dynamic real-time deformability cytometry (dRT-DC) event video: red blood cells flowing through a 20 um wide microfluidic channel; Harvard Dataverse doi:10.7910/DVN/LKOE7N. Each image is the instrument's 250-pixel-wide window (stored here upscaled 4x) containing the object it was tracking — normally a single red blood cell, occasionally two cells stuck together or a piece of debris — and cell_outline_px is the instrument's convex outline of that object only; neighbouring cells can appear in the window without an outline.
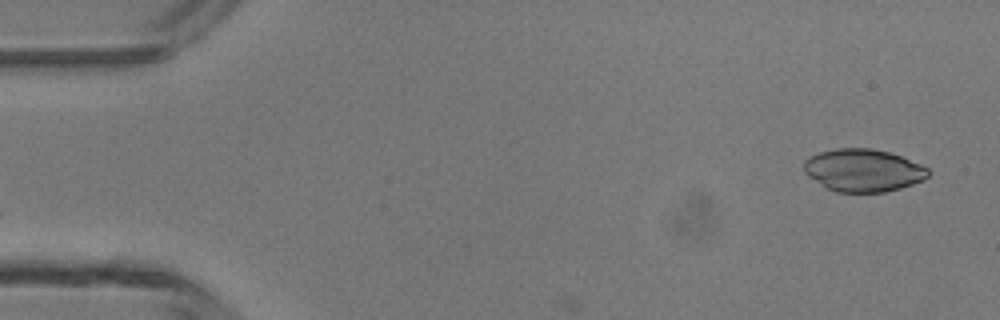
{"species": "common noctule bat (a hibernating species)", "species_latin": "Nyctalus noctula", "temperature_condition": "room temperature", "stored_images_in_passage": 2, "camera_frame_rate_fps": 3000, "um_per_image_px": 0.085, "animal": {"sex": "male", "body_mass_g": 13.3}, "frame": {"image": 1, "passage_image": 2, "time_ms": 1.0, "image_size_px": [1000, 320], "cell_outline_px": [[932, 172], [924, 180], [900, 188], [884, 192], [836, 192], [828, 188], [808, 176], [804, 172], [804, 160], [820, 152], [836, 148], [872, 148], [888, 152], [900, 156], [920, 164], [928, 168]], "centroid_in_image_um": [73.39, 14.47], "position_along_channel_um": 11.6, "area_um2": 30.75}}